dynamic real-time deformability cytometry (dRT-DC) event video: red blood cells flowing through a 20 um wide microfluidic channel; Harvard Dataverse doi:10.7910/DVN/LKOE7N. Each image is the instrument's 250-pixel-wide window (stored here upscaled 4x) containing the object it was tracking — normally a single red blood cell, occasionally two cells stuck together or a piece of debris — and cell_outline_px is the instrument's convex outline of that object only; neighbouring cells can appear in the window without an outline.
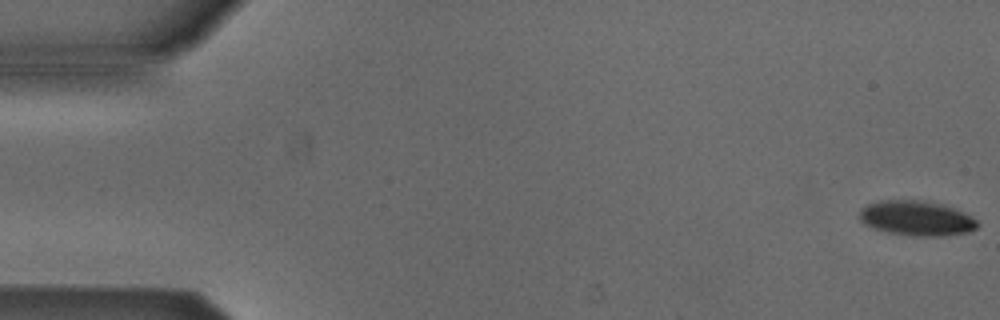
{"species": "Egyptian fruit bat (a non-hibernating species)", "species_latin": "Rousettus aegyptiacus", "temperature_condition": "cold", "stored_images_in_passage": 5, "camera_frame_rate_fps": 3000, "um_per_image_px": 0.085, "animal": {"sex": "male"}, "frame": {"image": 1, "passage_image": 1, "time_ms": 0.0, "image_size_px": [1000, 320], "cell_outline_px": [[980, 224], [976, 228], [968, 232], [944, 236], [912, 236], [888, 232], [864, 224], [860, 220], [860, 208], [868, 204], [880, 200], [916, 200], [940, 204], [964, 212], [972, 216]], "centroid_in_image_um": [77.91, 18.55], "position_along_channel_um": 7.1, "area_um2": 23.87}}
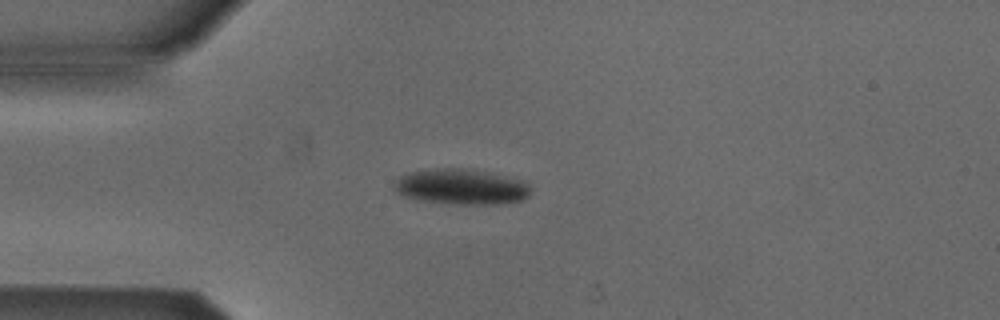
{"frame": {"image": 2, "passage_image": 4, "time_ms": 1.0, "image_size_px": [1000, 320], "cell_outline_px": [[528, 196], [520, 200], [500, 204], [460, 204], [424, 200], [404, 196], [396, 192], [396, 180], [400, 176], [412, 172], [440, 168], [472, 168], [520, 180], [528, 184]], "centroid_in_image_um": [39.22, 15.86], "position_along_channel_um": 45.8, "area_um2": 27.63}}